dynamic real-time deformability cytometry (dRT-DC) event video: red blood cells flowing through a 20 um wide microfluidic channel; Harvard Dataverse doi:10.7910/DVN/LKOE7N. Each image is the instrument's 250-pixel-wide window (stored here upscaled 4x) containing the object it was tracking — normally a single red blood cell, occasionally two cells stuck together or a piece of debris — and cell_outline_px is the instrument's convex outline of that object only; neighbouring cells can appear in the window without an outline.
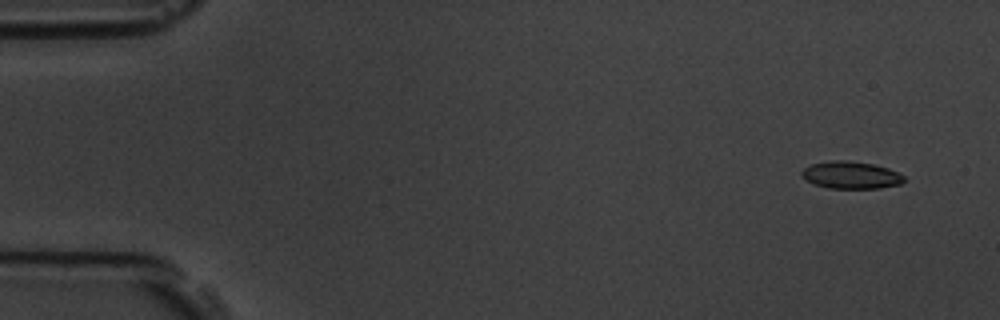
{"species": "common noctule bat (a hibernating species)", "species_latin": "Nyctalus noctula", "temperature_condition": "room temperature", "stored_images_in_passage": 8, "camera_frame_rate_fps": 3000, "um_per_image_px": 0.085, "animal": {"sex": "male", "body_mass_g": 19.5, "forearm_length_mm": 54.6}, "frame": {"image": 1, "passage_image": 2, "time_ms": 1.0, "image_size_px": [1000, 320], "cell_outline_px": [[904, 180], [900, 184], [880, 188], [828, 188], [816, 184], [808, 180], [800, 172], [804, 168], [812, 164], [832, 160], [848, 160], [872, 164], [888, 168], [904, 176]], "centroid_in_image_um": [72.34, 14.87], "position_along_channel_um": 12.7, "area_um2": 16.01}}
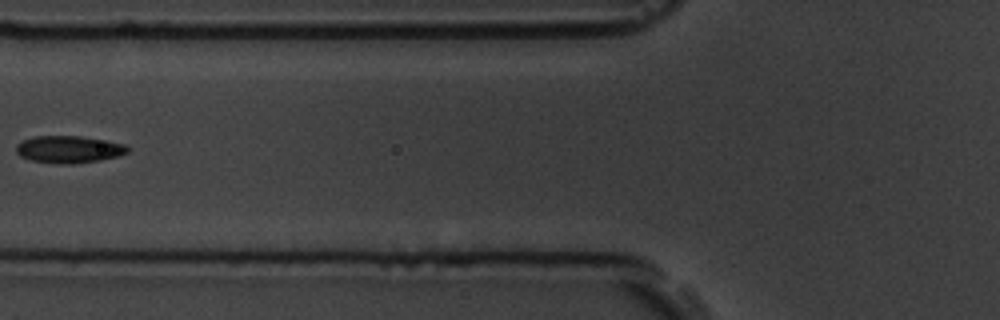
{"frame": {"image": 2, "passage_image": 7, "time_ms": 7.0, "image_size_px": [1000, 320], "cell_outline_px": [[128, 152], [116, 156], [100, 160], [72, 164], [60, 164], [32, 160], [20, 156], [16, 152], [16, 144], [32, 136], [80, 136], [108, 140], [124, 144], [128, 148]], "centroid_in_image_um": [5.84, 12.69], "position_along_channel_um": 120.0, "area_um2": 17.63}}
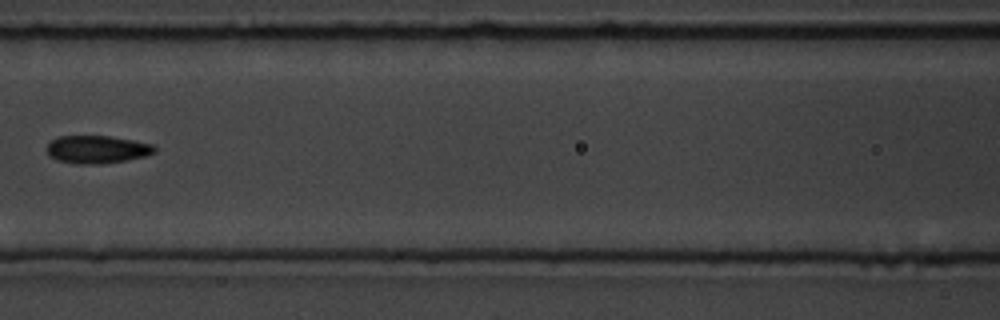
{"frame": {"image": 3, "passage_image": 8, "time_ms": 8.0, "image_size_px": [1000, 320], "cell_outline_px": [[156, 152], [144, 156], [124, 160], [100, 164], [80, 164], [60, 160], [52, 156], [48, 152], [48, 144], [52, 140], [60, 136], [112, 136], [152, 144], [156, 148]], "centroid_in_image_um": [8.29, 12.69], "position_along_channel_um": 158.3, "area_um2": 17.11}}